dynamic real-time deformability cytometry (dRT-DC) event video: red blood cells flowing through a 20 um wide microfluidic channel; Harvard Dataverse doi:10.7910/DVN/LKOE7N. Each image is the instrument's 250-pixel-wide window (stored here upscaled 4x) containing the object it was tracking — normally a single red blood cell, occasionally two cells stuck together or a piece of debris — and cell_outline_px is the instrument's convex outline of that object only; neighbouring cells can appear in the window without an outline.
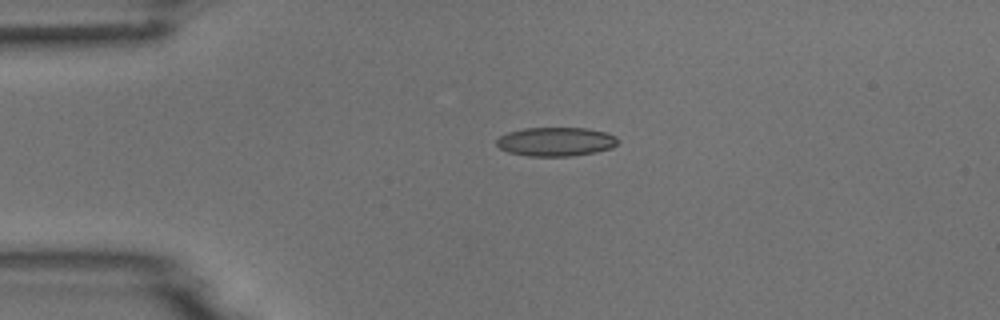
{"species": "common noctule bat (a hibernating species)", "species_latin": "Nyctalus noctula", "temperature_condition": "room temperature", "stored_images_in_passage": 5, "camera_frame_rate_fps": 3000, "um_per_image_px": 0.085, "animal": {"sex": "male", "body_mass_g": 18.8}, "frame": {"image": 1, "passage_image": 4, "time_ms": 3.667, "image_size_px": [1000, 320], "cell_outline_px": [[620, 140], [612, 148], [596, 152], [572, 156], [528, 156], [508, 152], [500, 148], [496, 144], [496, 140], [500, 136], [508, 132], [524, 128], [584, 128], [604, 132], [616, 136]], "centroid_in_image_um": [47.25, 12.04], "position_along_channel_um": 37.8, "area_um2": 20.46}}